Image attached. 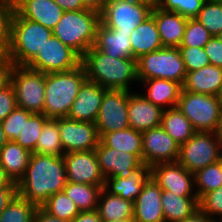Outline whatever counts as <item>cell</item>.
Returning <instances> with one entry per match:
<instances>
[{
	"label": "cell",
	"mask_w": 222,
	"mask_h": 222,
	"mask_svg": "<svg viewBox=\"0 0 222 222\" xmlns=\"http://www.w3.org/2000/svg\"><path fill=\"white\" fill-rule=\"evenodd\" d=\"M67 184L63 156L31 153L24 177L17 183L20 197L41 206L49 197L63 191Z\"/></svg>",
	"instance_id": "1"
},
{
	"label": "cell",
	"mask_w": 222,
	"mask_h": 222,
	"mask_svg": "<svg viewBox=\"0 0 222 222\" xmlns=\"http://www.w3.org/2000/svg\"><path fill=\"white\" fill-rule=\"evenodd\" d=\"M87 80L105 89L130 91L129 83L138 81L137 59L110 57L92 46L83 56Z\"/></svg>",
	"instance_id": "2"
},
{
	"label": "cell",
	"mask_w": 222,
	"mask_h": 222,
	"mask_svg": "<svg viewBox=\"0 0 222 222\" xmlns=\"http://www.w3.org/2000/svg\"><path fill=\"white\" fill-rule=\"evenodd\" d=\"M86 80V70L82 63L69 71L45 74L43 114L52 119L67 117L79 89Z\"/></svg>",
	"instance_id": "3"
},
{
	"label": "cell",
	"mask_w": 222,
	"mask_h": 222,
	"mask_svg": "<svg viewBox=\"0 0 222 222\" xmlns=\"http://www.w3.org/2000/svg\"><path fill=\"white\" fill-rule=\"evenodd\" d=\"M99 24L100 13L98 11L88 8L66 11L52 29V33L82 57L95 45Z\"/></svg>",
	"instance_id": "4"
},
{
	"label": "cell",
	"mask_w": 222,
	"mask_h": 222,
	"mask_svg": "<svg viewBox=\"0 0 222 222\" xmlns=\"http://www.w3.org/2000/svg\"><path fill=\"white\" fill-rule=\"evenodd\" d=\"M52 35L51 29L22 18L15 12L12 21L11 42L6 50V56L14 65L26 66Z\"/></svg>",
	"instance_id": "5"
},
{
	"label": "cell",
	"mask_w": 222,
	"mask_h": 222,
	"mask_svg": "<svg viewBox=\"0 0 222 222\" xmlns=\"http://www.w3.org/2000/svg\"><path fill=\"white\" fill-rule=\"evenodd\" d=\"M186 69L178 47H163L141 55L137 59L138 82L147 79H165L184 84Z\"/></svg>",
	"instance_id": "6"
},
{
	"label": "cell",
	"mask_w": 222,
	"mask_h": 222,
	"mask_svg": "<svg viewBox=\"0 0 222 222\" xmlns=\"http://www.w3.org/2000/svg\"><path fill=\"white\" fill-rule=\"evenodd\" d=\"M177 108L195 131L217 133L222 113V97L181 90Z\"/></svg>",
	"instance_id": "7"
},
{
	"label": "cell",
	"mask_w": 222,
	"mask_h": 222,
	"mask_svg": "<svg viewBox=\"0 0 222 222\" xmlns=\"http://www.w3.org/2000/svg\"><path fill=\"white\" fill-rule=\"evenodd\" d=\"M222 160V141L214 132L196 131L180 145L178 162L190 173Z\"/></svg>",
	"instance_id": "8"
},
{
	"label": "cell",
	"mask_w": 222,
	"mask_h": 222,
	"mask_svg": "<svg viewBox=\"0 0 222 222\" xmlns=\"http://www.w3.org/2000/svg\"><path fill=\"white\" fill-rule=\"evenodd\" d=\"M17 107L43 114L45 103V74L26 66H16L11 77Z\"/></svg>",
	"instance_id": "9"
},
{
	"label": "cell",
	"mask_w": 222,
	"mask_h": 222,
	"mask_svg": "<svg viewBox=\"0 0 222 222\" xmlns=\"http://www.w3.org/2000/svg\"><path fill=\"white\" fill-rule=\"evenodd\" d=\"M152 9L135 0H107L100 12V22L107 28L132 33L151 16Z\"/></svg>",
	"instance_id": "10"
},
{
	"label": "cell",
	"mask_w": 222,
	"mask_h": 222,
	"mask_svg": "<svg viewBox=\"0 0 222 222\" xmlns=\"http://www.w3.org/2000/svg\"><path fill=\"white\" fill-rule=\"evenodd\" d=\"M81 60L76 51L52 35L26 67L44 74L57 73L78 67Z\"/></svg>",
	"instance_id": "11"
},
{
	"label": "cell",
	"mask_w": 222,
	"mask_h": 222,
	"mask_svg": "<svg viewBox=\"0 0 222 222\" xmlns=\"http://www.w3.org/2000/svg\"><path fill=\"white\" fill-rule=\"evenodd\" d=\"M129 91L107 89L102 98L95 125L99 137L105 133L121 131L130 127L128 119Z\"/></svg>",
	"instance_id": "12"
},
{
	"label": "cell",
	"mask_w": 222,
	"mask_h": 222,
	"mask_svg": "<svg viewBox=\"0 0 222 222\" xmlns=\"http://www.w3.org/2000/svg\"><path fill=\"white\" fill-rule=\"evenodd\" d=\"M58 130L64 153L95 150L100 142L93 122L58 118Z\"/></svg>",
	"instance_id": "13"
},
{
	"label": "cell",
	"mask_w": 222,
	"mask_h": 222,
	"mask_svg": "<svg viewBox=\"0 0 222 222\" xmlns=\"http://www.w3.org/2000/svg\"><path fill=\"white\" fill-rule=\"evenodd\" d=\"M179 149L180 145L161 126L142 132V162L150 167L177 162Z\"/></svg>",
	"instance_id": "14"
},
{
	"label": "cell",
	"mask_w": 222,
	"mask_h": 222,
	"mask_svg": "<svg viewBox=\"0 0 222 222\" xmlns=\"http://www.w3.org/2000/svg\"><path fill=\"white\" fill-rule=\"evenodd\" d=\"M67 181L79 184L105 185L95 150L69 152L63 155Z\"/></svg>",
	"instance_id": "15"
},
{
	"label": "cell",
	"mask_w": 222,
	"mask_h": 222,
	"mask_svg": "<svg viewBox=\"0 0 222 222\" xmlns=\"http://www.w3.org/2000/svg\"><path fill=\"white\" fill-rule=\"evenodd\" d=\"M151 177L162 190L179 196H197L193 191L194 174L188 172L178 161L151 166Z\"/></svg>",
	"instance_id": "16"
},
{
	"label": "cell",
	"mask_w": 222,
	"mask_h": 222,
	"mask_svg": "<svg viewBox=\"0 0 222 222\" xmlns=\"http://www.w3.org/2000/svg\"><path fill=\"white\" fill-rule=\"evenodd\" d=\"M95 153L105 178H127L133 169L143 163L135 154L106 147L101 141Z\"/></svg>",
	"instance_id": "17"
},
{
	"label": "cell",
	"mask_w": 222,
	"mask_h": 222,
	"mask_svg": "<svg viewBox=\"0 0 222 222\" xmlns=\"http://www.w3.org/2000/svg\"><path fill=\"white\" fill-rule=\"evenodd\" d=\"M107 89L86 80L72 103L67 118L81 122H96L102 98Z\"/></svg>",
	"instance_id": "18"
},
{
	"label": "cell",
	"mask_w": 222,
	"mask_h": 222,
	"mask_svg": "<svg viewBox=\"0 0 222 222\" xmlns=\"http://www.w3.org/2000/svg\"><path fill=\"white\" fill-rule=\"evenodd\" d=\"M128 119L130 128L143 132L161 126L163 109L142 94L129 91Z\"/></svg>",
	"instance_id": "19"
},
{
	"label": "cell",
	"mask_w": 222,
	"mask_h": 222,
	"mask_svg": "<svg viewBox=\"0 0 222 222\" xmlns=\"http://www.w3.org/2000/svg\"><path fill=\"white\" fill-rule=\"evenodd\" d=\"M162 189L150 177L144 184L141 194L133 202L135 222H165L161 201Z\"/></svg>",
	"instance_id": "20"
},
{
	"label": "cell",
	"mask_w": 222,
	"mask_h": 222,
	"mask_svg": "<svg viewBox=\"0 0 222 222\" xmlns=\"http://www.w3.org/2000/svg\"><path fill=\"white\" fill-rule=\"evenodd\" d=\"M16 12L22 17L53 29L64 11L54 0H14Z\"/></svg>",
	"instance_id": "21"
},
{
	"label": "cell",
	"mask_w": 222,
	"mask_h": 222,
	"mask_svg": "<svg viewBox=\"0 0 222 222\" xmlns=\"http://www.w3.org/2000/svg\"><path fill=\"white\" fill-rule=\"evenodd\" d=\"M151 177V167L142 163L127 178H105L104 189L112 195L134 202L141 194L145 182Z\"/></svg>",
	"instance_id": "22"
},
{
	"label": "cell",
	"mask_w": 222,
	"mask_h": 222,
	"mask_svg": "<svg viewBox=\"0 0 222 222\" xmlns=\"http://www.w3.org/2000/svg\"><path fill=\"white\" fill-rule=\"evenodd\" d=\"M182 89L222 97V68L212 64L187 72Z\"/></svg>",
	"instance_id": "23"
},
{
	"label": "cell",
	"mask_w": 222,
	"mask_h": 222,
	"mask_svg": "<svg viewBox=\"0 0 222 222\" xmlns=\"http://www.w3.org/2000/svg\"><path fill=\"white\" fill-rule=\"evenodd\" d=\"M163 47H179L183 40L188 18L175 12L152 9Z\"/></svg>",
	"instance_id": "24"
},
{
	"label": "cell",
	"mask_w": 222,
	"mask_h": 222,
	"mask_svg": "<svg viewBox=\"0 0 222 222\" xmlns=\"http://www.w3.org/2000/svg\"><path fill=\"white\" fill-rule=\"evenodd\" d=\"M130 35L107 28L100 22L94 46L110 57L133 58Z\"/></svg>",
	"instance_id": "25"
},
{
	"label": "cell",
	"mask_w": 222,
	"mask_h": 222,
	"mask_svg": "<svg viewBox=\"0 0 222 222\" xmlns=\"http://www.w3.org/2000/svg\"><path fill=\"white\" fill-rule=\"evenodd\" d=\"M31 152L15 141H8L0 148V166L16 184L24 177Z\"/></svg>",
	"instance_id": "26"
},
{
	"label": "cell",
	"mask_w": 222,
	"mask_h": 222,
	"mask_svg": "<svg viewBox=\"0 0 222 222\" xmlns=\"http://www.w3.org/2000/svg\"><path fill=\"white\" fill-rule=\"evenodd\" d=\"M130 42L132 55L135 59H138L141 55L163 48L155 19L152 16H149L132 31Z\"/></svg>",
	"instance_id": "27"
},
{
	"label": "cell",
	"mask_w": 222,
	"mask_h": 222,
	"mask_svg": "<svg viewBox=\"0 0 222 222\" xmlns=\"http://www.w3.org/2000/svg\"><path fill=\"white\" fill-rule=\"evenodd\" d=\"M141 82L146 87L148 86L146 89L147 93L143 95L148 101H151L163 110L177 106L182 90V86L179 83L158 78L147 79Z\"/></svg>",
	"instance_id": "28"
},
{
	"label": "cell",
	"mask_w": 222,
	"mask_h": 222,
	"mask_svg": "<svg viewBox=\"0 0 222 222\" xmlns=\"http://www.w3.org/2000/svg\"><path fill=\"white\" fill-rule=\"evenodd\" d=\"M162 207L165 222H180L199 208L197 196H179L162 190Z\"/></svg>",
	"instance_id": "29"
},
{
	"label": "cell",
	"mask_w": 222,
	"mask_h": 222,
	"mask_svg": "<svg viewBox=\"0 0 222 222\" xmlns=\"http://www.w3.org/2000/svg\"><path fill=\"white\" fill-rule=\"evenodd\" d=\"M97 211L102 220L133 219V202L112 195L103 188L99 195Z\"/></svg>",
	"instance_id": "30"
},
{
	"label": "cell",
	"mask_w": 222,
	"mask_h": 222,
	"mask_svg": "<svg viewBox=\"0 0 222 222\" xmlns=\"http://www.w3.org/2000/svg\"><path fill=\"white\" fill-rule=\"evenodd\" d=\"M100 141L109 148L135 154L142 161V132L127 128L105 133Z\"/></svg>",
	"instance_id": "31"
},
{
	"label": "cell",
	"mask_w": 222,
	"mask_h": 222,
	"mask_svg": "<svg viewBox=\"0 0 222 222\" xmlns=\"http://www.w3.org/2000/svg\"><path fill=\"white\" fill-rule=\"evenodd\" d=\"M161 127L179 144L185 143L195 134L189 119L176 107L163 111Z\"/></svg>",
	"instance_id": "32"
},
{
	"label": "cell",
	"mask_w": 222,
	"mask_h": 222,
	"mask_svg": "<svg viewBox=\"0 0 222 222\" xmlns=\"http://www.w3.org/2000/svg\"><path fill=\"white\" fill-rule=\"evenodd\" d=\"M104 186L79 184L67 181L63 191L81 211L97 210L99 195Z\"/></svg>",
	"instance_id": "33"
},
{
	"label": "cell",
	"mask_w": 222,
	"mask_h": 222,
	"mask_svg": "<svg viewBox=\"0 0 222 222\" xmlns=\"http://www.w3.org/2000/svg\"><path fill=\"white\" fill-rule=\"evenodd\" d=\"M33 153L54 156H63L65 154L59 136L58 118H49L45 122Z\"/></svg>",
	"instance_id": "34"
},
{
	"label": "cell",
	"mask_w": 222,
	"mask_h": 222,
	"mask_svg": "<svg viewBox=\"0 0 222 222\" xmlns=\"http://www.w3.org/2000/svg\"><path fill=\"white\" fill-rule=\"evenodd\" d=\"M198 200L206 193L222 187V160L210 164L194 174Z\"/></svg>",
	"instance_id": "35"
},
{
	"label": "cell",
	"mask_w": 222,
	"mask_h": 222,
	"mask_svg": "<svg viewBox=\"0 0 222 222\" xmlns=\"http://www.w3.org/2000/svg\"><path fill=\"white\" fill-rule=\"evenodd\" d=\"M41 207L50 215L71 222L80 210L64 191L49 197Z\"/></svg>",
	"instance_id": "36"
},
{
	"label": "cell",
	"mask_w": 222,
	"mask_h": 222,
	"mask_svg": "<svg viewBox=\"0 0 222 222\" xmlns=\"http://www.w3.org/2000/svg\"><path fill=\"white\" fill-rule=\"evenodd\" d=\"M37 207L17 194L0 214V222H33Z\"/></svg>",
	"instance_id": "37"
},
{
	"label": "cell",
	"mask_w": 222,
	"mask_h": 222,
	"mask_svg": "<svg viewBox=\"0 0 222 222\" xmlns=\"http://www.w3.org/2000/svg\"><path fill=\"white\" fill-rule=\"evenodd\" d=\"M44 114L33 113L22 128L19 137L15 141L22 148L29 150L33 153L36 149L37 140L40 136L45 122L48 120Z\"/></svg>",
	"instance_id": "38"
},
{
	"label": "cell",
	"mask_w": 222,
	"mask_h": 222,
	"mask_svg": "<svg viewBox=\"0 0 222 222\" xmlns=\"http://www.w3.org/2000/svg\"><path fill=\"white\" fill-rule=\"evenodd\" d=\"M195 18L212 36L218 35L222 32V0H206Z\"/></svg>",
	"instance_id": "39"
},
{
	"label": "cell",
	"mask_w": 222,
	"mask_h": 222,
	"mask_svg": "<svg viewBox=\"0 0 222 222\" xmlns=\"http://www.w3.org/2000/svg\"><path fill=\"white\" fill-rule=\"evenodd\" d=\"M211 37V33L196 18H188L183 40L179 47L204 48Z\"/></svg>",
	"instance_id": "40"
},
{
	"label": "cell",
	"mask_w": 222,
	"mask_h": 222,
	"mask_svg": "<svg viewBox=\"0 0 222 222\" xmlns=\"http://www.w3.org/2000/svg\"><path fill=\"white\" fill-rule=\"evenodd\" d=\"M33 113L16 107L2 122L1 126L8 141H16L24 123Z\"/></svg>",
	"instance_id": "41"
},
{
	"label": "cell",
	"mask_w": 222,
	"mask_h": 222,
	"mask_svg": "<svg viewBox=\"0 0 222 222\" xmlns=\"http://www.w3.org/2000/svg\"><path fill=\"white\" fill-rule=\"evenodd\" d=\"M16 12L14 0H0V45L7 50L11 42L12 21Z\"/></svg>",
	"instance_id": "42"
},
{
	"label": "cell",
	"mask_w": 222,
	"mask_h": 222,
	"mask_svg": "<svg viewBox=\"0 0 222 222\" xmlns=\"http://www.w3.org/2000/svg\"><path fill=\"white\" fill-rule=\"evenodd\" d=\"M206 0H161L159 8L186 18H195Z\"/></svg>",
	"instance_id": "43"
},
{
	"label": "cell",
	"mask_w": 222,
	"mask_h": 222,
	"mask_svg": "<svg viewBox=\"0 0 222 222\" xmlns=\"http://www.w3.org/2000/svg\"><path fill=\"white\" fill-rule=\"evenodd\" d=\"M186 72L196 71L210 65L208 55L202 47H178Z\"/></svg>",
	"instance_id": "44"
},
{
	"label": "cell",
	"mask_w": 222,
	"mask_h": 222,
	"mask_svg": "<svg viewBox=\"0 0 222 222\" xmlns=\"http://www.w3.org/2000/svg\"><path fill=\"white\" fill-rule=\"evenodd\" d=\"M198 203L199 208L215 222H222V187L204 194ZM216 215L220 216L218 220Z\"/></svg>",
	"instance_id": "45"
},
{
	"label": "cell",
	"mask_w": 222,
	"mask_h": 222,
	"mask_svg": "<svg viewBox=\"0 0 222 222\" xmlns=\"http://www.w3.org/2000/svg\"><path fill=\"white\" fill-rule=\"evenodd\" d=\"M17 107L13 86L0 90V122H2Z\"/></svg>",
	"instance_id": "46"
},
{
	"label": "cell",
	"mask_w": 222,
	"mask_h": 222,
	"mask_svg": "<svg viewBox=\"0 0 222 222\" xmlns=\"http://www.w3.org/2000/svg\"><path fill=\"white\" fill-rule=\"evenodd\" d=\"M208 55L210 64L222 68V43L216 36H212L209 42L204 46Z\"/></svg>",
	"instance_id": "47"
},
{
	"label": "cell",
	"mask_w": 222,
	"mask_h": 222,
	"mask_svg": "<svg viewBox=\"0 0 222 222\" xmlns=\"http://www.w3.org/2000/svg\"><path fill=\"white\" fill-rule=\"evenodd\" d=\"M14 68V63L7 56L0 60V90L11 84Z\"/></svg>",
	"instance_id": "48"
},
{
	"label": "cell",
	"mask_w": 222,
	"mask_h": 222,
	"mask_svg": "<svg viewBox=\"0 0 222 222\" xmlns=\"http://www.w3.org/2000/svg\"><path fill=\"white\" fill-rule=\"evenodd\" d=\"M17 194V186H0V214Z\"/></svg>",
	"instance_id": "49"
},
{
	"label": "cell",
	"mask_w": 222,
	"mask_h": 222,
	"mask_svg": "<svg viewBox=\"0 0 222 222\" xmlns=\"http://www.w3.org/2000/svg\"><path fill=\"white\" fill-rule=\"evenodd\" d=\"M71 222H102L97 210L81 211Z\"/></svg>",
	"instance_id": "50"
},
{
	"label": "cell",
	"mask_w": 222,
	"mask_h": 222,
	"mask_svg": "<svg viewBox=\"0 0 222 222\" xmlns=\"http://www.w3.org/2000/svg\"><path fill=\"white\" fill-rule=\"evenodd\" d=\"M33 222H68V221L52 216L49 213H47L41 206H38L34 214Z\"/></svg>",
	"instance_id": "51"
},
{
	"label": "cell",
	"mask_w": 222,
	"mask_h": 222,
	"mask_svg": "<svg viewBox=\"0 0 222 222\" xmlns=\"http://www.w3.org/2000/svg\"><path fill=\"white\" fill-rule=\"evenodd\" d=\"M64 12L87 9L82 0H54Z\"/></svg>",
	"instance_id": "52"
},
{
	"label": "cell",
	"mask_w": 222,
	"mask_h": 222,
	"mask_svg": "<svg viewBox=\"0 0 222 222\" xmlns=\"http://www.w3.org/2000/svg\"><path fill=\"white\" fill-rule=\"evenodd\" d=\"M180 222H215L206 213H204L200 208L194 211L190 216H187Z\"/></svg>",
	"instance_id": "53"
},
{
	"label": "cell",
	"mask_w": 222,
	"mask_h": 222,
	"mask_svg": "<svg viewBox=\"0 0 222 222\" xmlns=\"http://www.w3.org/2000/svg\"><path fill=\"white\" fill-rule=\"evenodd\" d=\"M106 1L107 0H82L86 8L98 11L99 13L103 10Z\"/></svg>",
	"instance_id": "54"
},
{
	"label": "cell",
	"mask_w": 222,
	"mask_h": 222,
	"mask_svg": "<svg viewBox=\"0 0 222 222\" xmlns=\"http://www.w3.org/2000/svg\"><path fill=\"white\" fill-rule=\"evenodd\" d=\"M0 186H17L7 175L5 170L0 166Z\"/></svg>",
	"instance_id": "55"
},
{
	"label": "cell",
	"mask_w": 222,
	"mask_h": 222,
	"mask_svg": "<svg viewBox=\"0 0 222 222\" xmlns=\"http://www.w3.org/2000/svg\"><path fill=\"white\" fill-rule=\"evenodd\" d=\"M138 3L148 5L151 9L159 8L161 0H135Z\"/></svg>",
	"instance_id": "56"
},
{
	"label": "cell",
	"mask_w": 222,
	"mask_h": 222,
	"mask_svg": "<svg viewBox=\"0 0 222 222\" xmlns=\"http://www.w3.org/2000/svg\"><path fill=\"white\" fill-rule=\"evenodd\" d=\"M7 142H8V139L5 136V133L2 129L1 122H0V148Z\"/></svg>",
	"instance_id": "57"
},
{
	"label": "cell",
	"mask_w": 222,
	"mask_h": 222,
	"mask_svg": "<svg viewBox=\"0 0 222 222\" xmlns=\"http://www.w3.org/2000/svg\"><path fill=\"white\" fill-rule=\"evenodd\" d=\"M217 135L219 136V138L222 141V113H221V119H220V124H219V128L217 130Z\"/></svg>",
	"instance_id": "58"
},
{
	"label": "cell",
	"mask_w": 222,
	"mask_h": 222,
	"mask_svg": "<svg viewBox=\"0 0 222 222\" xmlns=\"http://www.w3.org/2000/svg\"><path fill=\"white\" fill-rule=\"evenodd\" d=\"M102 222H135L133 219H125V220H113V221H109V220H102Z\"/></svg>",
	"instance_id": "59"
},
{
	"label": "cell",
	"mask_w": 222,
	"mask_h": 222,
	"mask_svg": "<svg viewBox=\"0 0 222 222\" xmlns=\"http://www.w3.org/2000/svg\"><path fill=\"white\" fill-rule=\"evenodd\" d=\"M6 56V50L0 45V60Z\"/></svg>",
	"instance_id": "60"
},
{
	"label": "cell",
	"mask_w": 222,
	"mask_h": 222,
	"mask_svg": "<svg viewBox=\"0 0 222 222\" xmlns=\"http://www.w3.org/2000/svg\"><path fill=\"white\" fill-rule=\"evenodd\" d=\"M216 37L222 43V32L216 35Z\"/></svg>",
	"instance_id": "61"
}]
</instances>
